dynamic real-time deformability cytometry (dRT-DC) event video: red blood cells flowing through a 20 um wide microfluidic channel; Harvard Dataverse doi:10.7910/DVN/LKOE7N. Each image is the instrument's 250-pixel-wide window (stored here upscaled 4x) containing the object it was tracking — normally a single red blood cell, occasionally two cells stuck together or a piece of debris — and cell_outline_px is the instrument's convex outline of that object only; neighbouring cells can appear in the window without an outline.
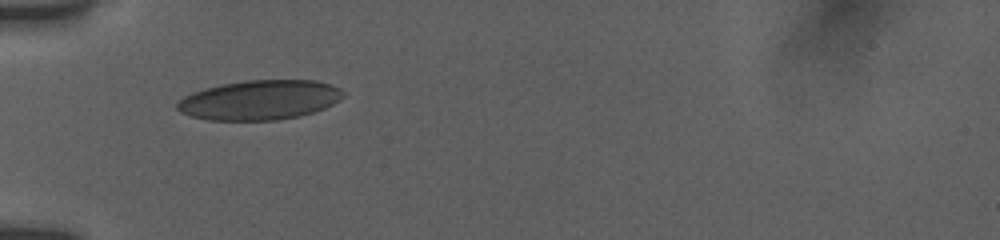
{"species": "human", "species_latin": "Homo sapiens", "temperature_condition": "room temperature", "stored_images_in_passage": 5, "camera_frame_rate_fps": 3000, "um_per_image_px": 0.085, "donor": {"sex": "female"}, "frame": {"image": 1, "passage_image": 1, "time_ms": 0.0, "image_size_px": [1000, 240], "cell_outline_px": [[344, 96], [340, 100], [324, 108], [312, 112], [296, 116], [276, 120], [208, 120], [192, 116], [180, 112], [176, 108], [176, 104], [184, 96], [192, 92], [224, 84], [244, 80], [316, 80], [332, 84], [340, 88], [344, 92]], "centroid_in_image_um": [22.09, 8.49], "position_along_channel_um": 62.9, "area_um2": 38.21}}
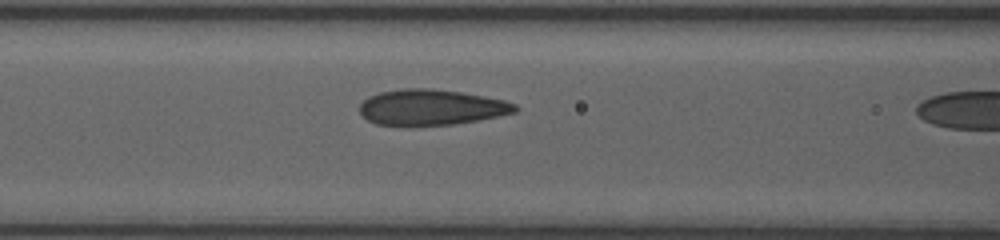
{"frame": {"image": 2, "passage_image": 4, "time_ms": 0.667, "image_size_px": [1000, 240], "cell_outline_px": [[520, 108], [516, 112], [476, 120], [452, 124], [376, 124], [368, 120], [360, 112], [360, 104], [368, 96], [380, 92], [404, 88], [432, 88], [460, 92], [484, 96], [504, 100], [516, 104]], "centroid_in_image_um": [36.67, 9.09], "position_along_channel_um": 129.9, "area_um2": 31.79}}